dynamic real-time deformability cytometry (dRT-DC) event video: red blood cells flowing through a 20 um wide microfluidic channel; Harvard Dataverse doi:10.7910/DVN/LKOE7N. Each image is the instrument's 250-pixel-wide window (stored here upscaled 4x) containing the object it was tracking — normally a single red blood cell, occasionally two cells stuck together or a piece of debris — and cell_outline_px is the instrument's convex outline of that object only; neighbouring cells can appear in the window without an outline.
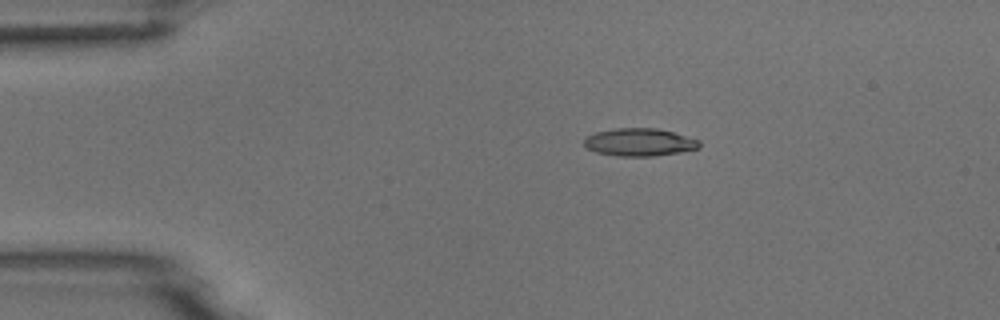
{"species": "common noctule bat (a hibernating species)", "species_latin": "Nyctalus noctula", "temperature_condition": "room temperature", "stored_images_in_passage": 7, "camera_frame_rate_fps": 3000, "um_per_image_px": 0.085, "animal": {"sex": "male", "body_mass_g": 18.8}, "frame": {"image": 1, "passage_image": 3, "time_ms": 2.333, "image_size_px": [1000, 320], "cell_outline_px": [[700, 148], [680, 152], [656, 156], [616, 156], [596, 152], [584, 148], [584, 136], [596, 132], [616, 128], [656, 128], [672, 132], [700, 140]], "centroid_in_image_um": [54.32, 12.09], "position_along_channel_um": 30.7, "area_um2": 18.79}}
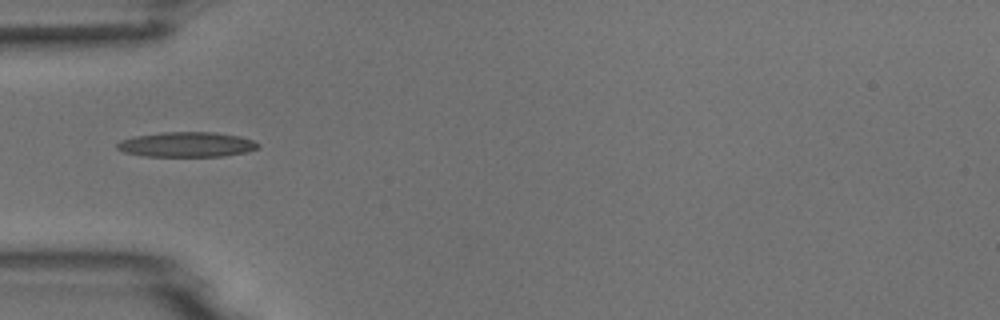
{"frame": {"image": 2, "passage_image": 5, "time_ms": 4.667, "image_size_px": [1000, 320], "cell_outline_px": [[260, 148], [248, 152], [224, 156], [144, 156], [124, 152], [116, 148], [116, 144], [120, 140], [132, 136], [160, 132], [212, 132], [240, 136], [252, 140], [260, 144]], "centroid_in_image_um": [15.87, 12.28], "position_along_channel_um": 69.1, "area_um2": 20.75}}